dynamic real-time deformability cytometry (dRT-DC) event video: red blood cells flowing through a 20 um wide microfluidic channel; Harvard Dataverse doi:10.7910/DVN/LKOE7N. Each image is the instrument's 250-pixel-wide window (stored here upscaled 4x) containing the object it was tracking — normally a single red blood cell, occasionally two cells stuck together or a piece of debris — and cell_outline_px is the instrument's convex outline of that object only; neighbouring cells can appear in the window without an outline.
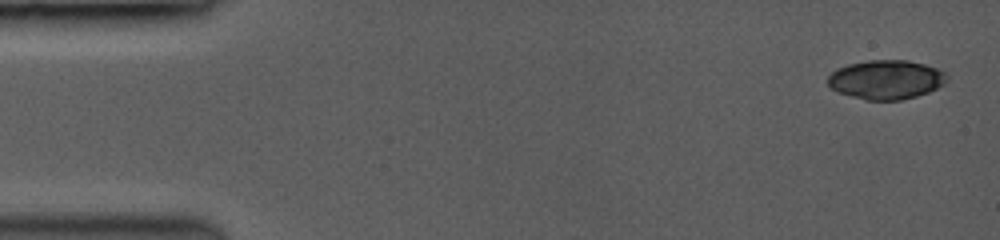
{"species": "common noctule bat (a hibernating species)", "species_latin": "Nyctalus noctula", "temperature_condition": "room temperature", "stored_images_in_passage": 31, "camera_frame_rate_fps": 3500, "um_per_image_px": 0.085, "animal": {"sex": "female", "body_mass_g": 19.0, "forearm_length_mm": 53.3}, "frame": {"image": 1, "passage_image": 1, "time_ms": 0.0, "image_size_px": [1000, 240], "cell_outline_px": [[948, 80], [944, 84], [928, 92], [916, 96], [900, 100], [868, 100], [836, 92], [828, 84], [828, 76], [832, 72], [848, 64], [872, 60], [904, 60], [924, 64], [948, 72]], "centroid_in_image_um": [75.35, 6.77], "position_along_channel_um": 9.7, "area_um2": 27.05}}